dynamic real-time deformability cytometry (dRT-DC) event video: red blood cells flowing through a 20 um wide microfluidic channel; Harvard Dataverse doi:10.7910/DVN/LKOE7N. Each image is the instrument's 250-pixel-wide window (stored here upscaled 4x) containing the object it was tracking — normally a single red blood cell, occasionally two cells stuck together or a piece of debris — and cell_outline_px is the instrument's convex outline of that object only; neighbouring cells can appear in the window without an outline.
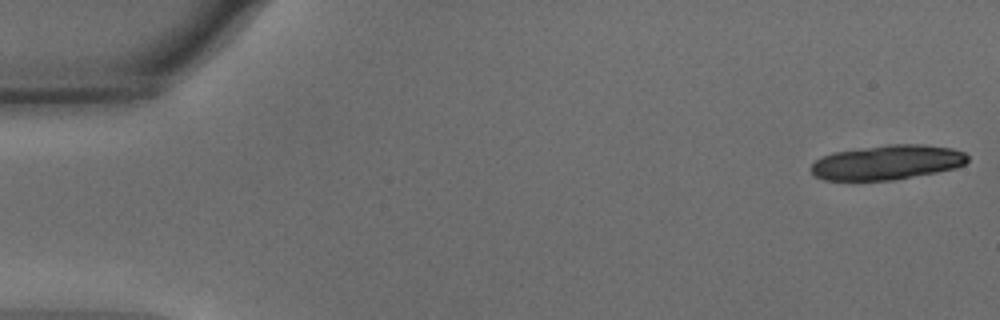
{"species": "common noctule bat (a hibernating species)", "species_latin": "Nyctalus noctula", "temperature_condition": "warm", "stored_images_in_passage": 19, "camera_frame_rate_fps": 3000, "um_per_image_px": 0.085, "animal": {"sex": "male", "body_mass_g": 15.6}, "frame": {"image": 1, "passage_image": 1, "time_ms": 0.0, "image_size_px": [1000, 320], "cell_outline_px": [[968, 160], [964, 164], [956, 168], [936, 172], [892, 180], [824, 180], [816, 176], [812, 172], [812, 164], [816, 160], [832, 152], [888, 144], [920, 144], [952, 148], [964, 152], [968, 156]], "centroid_in_image_um": [75.43, 13.79], "position_along_channel_um": 9.6, "area_um2": 31.44}}